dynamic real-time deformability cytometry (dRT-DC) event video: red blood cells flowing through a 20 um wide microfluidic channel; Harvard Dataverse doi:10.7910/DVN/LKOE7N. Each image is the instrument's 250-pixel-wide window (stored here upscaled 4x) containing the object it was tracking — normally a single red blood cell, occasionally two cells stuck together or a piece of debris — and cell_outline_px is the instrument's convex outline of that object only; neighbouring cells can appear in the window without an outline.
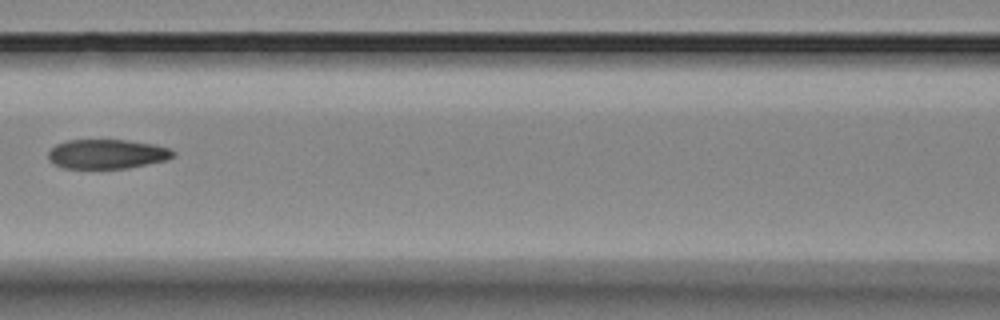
{"species": "Egyptian fruit bat (a non-hibernating species)", "species_latin": "Rousettus aegyptiacus", "temperature_condition": "room temperature", "stored_images_in_passage": 9, "camera_frame_rate_fps": 3000, "um_per_image_px": 0.085, "animal": {"sex": "female"}, "frame": {"image": 1, "passage_image": 5, "time_ms": 4.667, "image_size_px": [1000, 320], "cell_outline_px": [[176, 156], [168, 160], [128, 168], [64, 168], [48, 160], [48, 152], [56, 144], [68, 140], [124, 140], [152, 144], [168, 148], [176, 152]], "centroid_in_image_um": [9.12, 13.09], "position_along_channel_um": 157.5, "area_um2": 21.39}}